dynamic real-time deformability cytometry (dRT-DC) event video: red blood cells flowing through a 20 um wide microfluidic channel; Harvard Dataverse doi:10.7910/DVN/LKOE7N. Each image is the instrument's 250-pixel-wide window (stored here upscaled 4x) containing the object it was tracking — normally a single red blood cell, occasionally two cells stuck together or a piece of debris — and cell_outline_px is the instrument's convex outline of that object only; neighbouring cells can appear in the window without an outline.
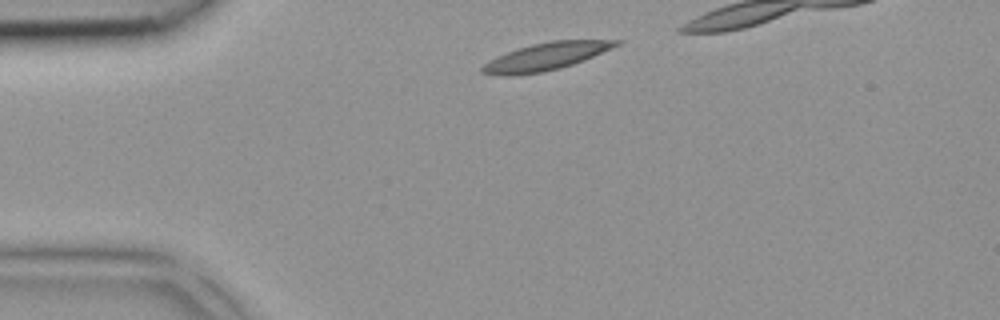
{"species": "common noctule bat (a hibernating species)", "species_latin": "Nyctalus noctula", "temperature_condition": "room temperature", "stored_images_in_passage": 3, "camera_frame_rate_fps": 3000, "um_per_image_px": 0.085, "animal": {"sex": "female", "body_mass_g": 18.4}, "frame": {"image": 1, "passage_image": 1, "time_ms": 0.0, "image_size_px": [1000, 320], "cell_outline_px": [[624, 40], [620, 44], [612, 48], [584, 60], [560, 68], [540, 72], [512, 76], [500, 76], [480, 72], [480, 68], [488, 60], [516, 48], [532, 44], [552, 40]], "centroid_in_image_um": [46.36, 4.8], "position_along_channel_um": 38.6, "area_um2": 21.44}}